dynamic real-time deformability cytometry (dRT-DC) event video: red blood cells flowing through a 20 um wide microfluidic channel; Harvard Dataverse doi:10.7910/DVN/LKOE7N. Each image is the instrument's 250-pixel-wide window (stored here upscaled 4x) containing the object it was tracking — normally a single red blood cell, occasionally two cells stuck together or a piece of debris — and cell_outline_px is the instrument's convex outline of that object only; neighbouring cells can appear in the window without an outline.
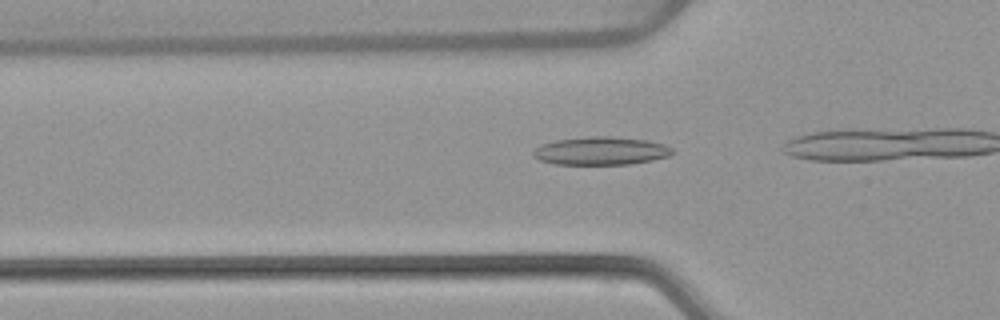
{"species": "common noctule bat (a hibernating species)", "species_latin": "Nyctalus noctula", "temperature_condition": "warm", "stored_images_in_passage": 7, "camera_frame_rate_fps": 3000, "um_per_image_px": 0.085, "animal": {"sex": "female", "body_mass_g": 22.7, "forearm_length_mm": 54.2}, "frame": {"image": 1, "passage_image": 2, "time_ms": 0.333, "image_size_px": [1000, 320], "cell_outline_px": [[672, 152], [668, 156], [652, 160], [628, 164], [556, 164], [540, 160], [532, 156], [532, 152], [540, 144], [556, 140], [592, 136], [608, 136], [648, 140], [664, 144], [672, 148]], "centroid_in_image_um": [51.05, 12.82], "position_along_channel_um": 74.8, "area_um2": 22.66}}
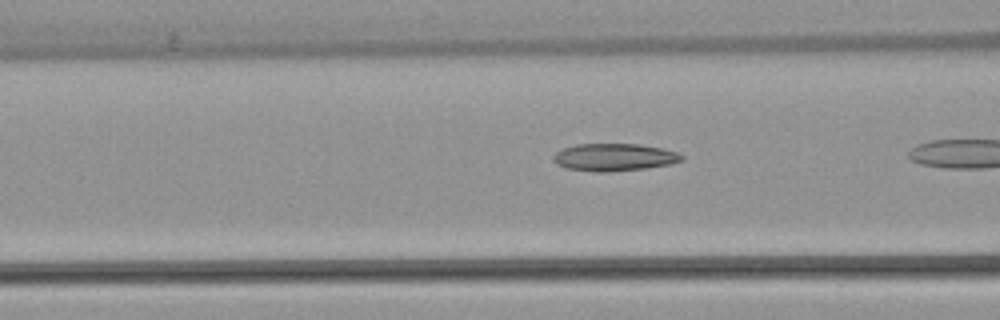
{"frame": {"image": 2, "passage_image": 5, "time_ms": 1.333, "image_size_px": [1000, 320], "cell_outline_px": [[684, 160], [672, 164], [644, 168], [608, 172], [592, 172], [568, 168], [556, 164], [552, 160], [552, 156], [556, 152], [564, 148], [576, 144], [640, 144], [664, 148], [676, 152], [684, 156]], "centroid_in_image_um": [52.22, 13.36], "position_along_channel_um": 114.4, "area_um2": 20.69}}